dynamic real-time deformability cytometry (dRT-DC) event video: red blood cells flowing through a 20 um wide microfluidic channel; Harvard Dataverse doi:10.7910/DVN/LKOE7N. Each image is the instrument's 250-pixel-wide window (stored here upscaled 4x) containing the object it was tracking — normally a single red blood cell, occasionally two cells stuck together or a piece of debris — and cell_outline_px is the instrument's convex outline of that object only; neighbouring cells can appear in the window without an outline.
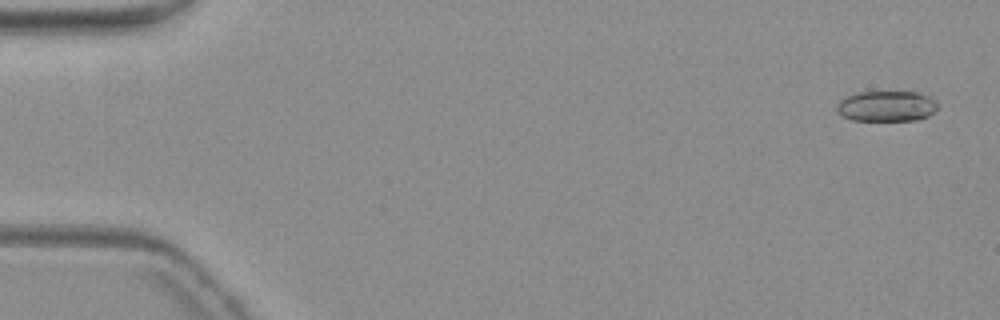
{"species": "common noctule bat (a hibernating species)", "species_latin": "Nyctalus noctula", "temperature_condition": "warm", "stored_images_in_passage": 5, "camera_frame_rate_fps": 3000, "um_per_image_px": 0.085, "animal": {"sex": "female", "body_mass_g": 19.3, "forearm_length_mm": 54.1}, "frame": {"image": 1, "passage_image": 1, "time_ms": 0.0, "image_size_px": [1000, 320], "cell_outline_px": [[936, 108], [928, 116], [916, 120], [852, 120], [844, 116], [836, 108], [836, 104], [840, 100], [856, 92], [916, 92], [928, 96], [936, 104]], "centroid_in_image_um": [75.32, 9.02], "position_along_channel_um": 9.7, "area_um2": 17.63}}
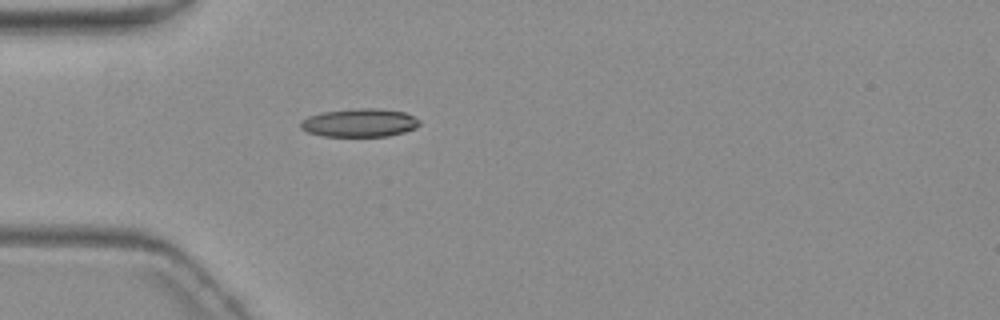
{"frame": {"image": 2, "passage_image": 5, "time_ms": 5.0, "image_size_px": [1000, 320], "cell_outline_px": [[420, 124], [416, 128], [404, 132], [388, 136], [320, 136], [308, 132], [300, 128], [300, 120], [308, 116], [320, 112], [360, 108], [372, 108], [404, 112], [420, 120]], "centroid_in_image_um": [30.53, 10.44], "position_along_channel_um": 54.5, "area_um2": 19.65}}